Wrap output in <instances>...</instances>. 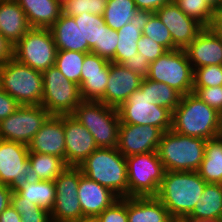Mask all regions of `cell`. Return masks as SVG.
Segmentation results:
<instances>
[{"mask_svg":"<svg viewBox=\"0 0 222 222\" xmlns=\"http://www.w3.org/2000/svg\"><path fill=\"white\" fill-rule=\"evenodd\" d=\"M206 184L197 171H165L156 197L178 222L192 212Z\"/></svg>","mask_w":222,"mask_h":222,"instance_id":"cell-1","label":"cell"},{"mask_svg":"<svg viewBox=\"0 0 222 222\" xmlns=\"http://www.w3.org/2000/svg\"><path fill=\"white\" fill-rule=\"evenodd\" d=\"M220 114L193 92L183 95L172 112V130L176 133L205 140L220 136Z\"/></svg>","mask_w":222,"mask_h":222,"instance_id":"cell-2","label":"cell"},{"mask_svg":"<svg viewBox=\"0 0 222 222\" xmlns=\"http://www.w3.org/2000/svg\"><path fill=\"white\" fill-rule=\"evenodd\" d=\"M78 167L83 175L108 188L118 198L128 197L126 157L117 147H98Z\"/></svg>","mask_w":222,"mask_h":222,"instance_id":"cell-3","label":"cell"},{"mask_svg":"<svg viewBox=\"0 0 222 222\" xmlns=\"http://www.w3.org/2000/svg\"><path fill=\"white\" fill-rule=\"evenodd\" d=\"M206 140L174 132H163L157 148L165 171H198L205 154Z\"/></svg>","mask_w":222,"mask_h":222,"instance_id":"cell-4","label":"cell"},{"mask_svg":"<svg viewBox=\"0 0 222 222\" xmlns=\"http://www.w3.org/2000/svg\"><path fill=\"white\" fill-rule=\"evenodd\" d=\"M0 88L20 105H41L43 97L42 72L12 58L0 64Z\"/></svg>","mask_w":222,"mask_h":222,"instance_id":"cell-5","label":"cell"},{"mask_svg":"<svg viewBox=\"0 0 222 222\" xmlns=\"http://www.w3.org/2000/svg\"><path fill=\"white\" fill-rule=\"evenodd\" d=\"M72 116L88 129L98 147H117L120 126L117 108L101 101H82Z\"/></svg>","mask_w":222,"mask_h":222,"instance_id":"cell-6","label":"cell"},{"mask_svg":"<svg viewBox=\"0 0 222 222\" xmlns=\"http://www.w3.org/2000/svg\"><path fill=\"white\" fill-rule=\"evenodd\" d=\"M128 197H156L165 168L157 151L126 157Z\"/></svg>","mask_w":222,"mask_h":222,"instance_id":"cell-7","label":"cell"},{"mask_svg":"<svg viewBox=\"0 0 222 222\" xmlns=\"http://www.w3.org/2000/svg\"><path fill=\"white\" fill-rule=\"evenodd\" d=\"M28 156L27 145L0 139V184L8 185L13 192H17L27 183L40 181Z\"/></svg>","mask_w":222,"mask_h":222,"instance_id":"cell-8","label":"cell"},{"mask_svg":"<svg viewBox=\"0 0 222 222\" xmlns=\"http://www.w3.org/2000/svg\"><path fill=\"white\" fill-rule=\"evenodd\" d=\"M194 70L184 49L167 51L150 63L148 79L162 82L182 96L193 91Z\"/></svg>","mask_w":222,"mask_h":222,"instance_id":"cell-9","label":"cell"},{"mask_svg":"<svg viewBox=\"0 0 222 222\" xmlns=\"http://www.w3.org/2000/svg\"><path fill=\"white\" fill-rule=\"evenodd\" d=\"M43 97L41 105L51 115H72L83 101L80 86L69 81L55 66L42 72Z\"/></svg>","mask_w":222,"mask_h":222,"instance_id":"cell-10","label":"cell"},{"mask_svg":"<svg viewBox=\"0 0 222 222\" xmlns=\"http://www.w3.org/2000/svg\"><path fill=\"white\" fill-rule=\"evenodd\" d=\"M56 54L50 28H31L13 48V58L40 72L55 66Z\"/></svg>","mask_w":222,"mask_h":222,"instance_id":"cell-11","label":"cell"},{"mask_svg":"<svg viewBox=\"0 0 222 222\" xmlns=\"http://www.w3.org/2000/svg\"><path fill=\"white\" fill-rule=\"evenodd\" d=\"M117 110L120 123L148 124L160 128L163 132L172 128V112L166 107L154 104L147 96V90H135Z\"/></svg>","mask_w":222,"mask_h":222,"instance_id":"cell-12","label":"cell"},{"mask_svg":"<svg viewBox=\"0 0 222 222\" xmlns=\"http://www.w3.org/2000/svg\"><path fill=\"white\" fill-rule=\"evenodd\" d=\"M79 167L67 166L54 180L55 202L50 211L52 222H80L84 216L78 199Z\"/></svg>","mask_w":222,"mask_h":222,"instance_id":"cell-13","label":"cell"},{"mask_svg":"<svg viewBox=\"0 0 222 222\" xmlns=\"http://www.w3.org/2000/svg\"><path fill=\"white\" fill-rule=\"evenodd\" d=\"M51 114L42 105H20L0 121V139L29 145Z\"/></svg>","mask_w":222,"mask_h":222,"instance_id":"cell-14","label":"cell"},{"mask_svg":"<svg viewBox=\"0 0 222 222\" xmlns=\"http://www.w3.org/2000/svg\"><path fill=\"white\" fill-rule=\"evenodd\" d=\"M162 134L152 125L120 123L117 149L124 157L157 151Z\"/></svg>","mask_w":222,"mask_h":222,"instance_id":"cell-15","label":"cell"},{"mask_svg":"<svg viewBox=\"0 0 222 222\" xmlns=\"http://www.w3.org/2000/svg\"><path fill=\"white\" fill-rule=\"evenodd\" d=\"M65 163L78 167L98 148L93 135L74 116L64 115Z\"/></svg>","mask_w":222,"mask_h":222,"instance_id":"cell-16","label":"cell"},{"mask_svg":"<svg viewBox=\"0 0 222 222\" xmlns=\"http://www.w3.org/2000/svg\"><path fill=\"white\" fill-rule=\"evenodd\" d=\"M154 13L168 28L172 42L178 49H185L204 28L195 19L185 15L174 2L164 5Z\"/></svg>","mask_w":222,"mask_h":222,"instance_id":"cell-17","label":"cell"},{"mask_svg":"<svg viewBox=\"0 0 222 222\" xmlns=\"http://www.w3.org/2000/svg\"><path fill=\"white\" fill-rule=\"evenodd\" d=\"M184 51L193 70L207 65H222V37L214 27H204Z\"/></svg>","mask_w":222,"mask_h":222,"instance_id":"cell-18","label":"cell"},{"mask_svg":"<svg viewBox=\"0 0 222 222\" xmlns=\"http://www.w3.org/2000/svg\"><path fill=\"white\" fill-rule=\"evenodd\" d=\"M143 78L122 64L110 62V71L102 103L118 108L140 88Z\"/></svg>","mask_w":222,"mask_h":222,"instance_id":"cell-19","label":"cell"},{"mask_svg":"<svg viewBox=\"0 0 222 222\" xmlns=\"http://www.w3.org/2000/svg\"><path fill=\"white\" fill-rule=\"evenodd\" d=\"M29 152L55 155L65 161L64 115H51L28 145Z\"/></svg>","mask_w":222,"mask_h":222,"instance_id":"cell-20","label":"cell"},{"mask_svg":"<svg viewBox=\"0 0 222 222\" xmlns=\"http://www.w3.org/2000/svg\"><path fill=\"white\" fill-rule=\"evenodd\" d=\"M77 194L84 218H96L118 199L108 188L90 180L85 175L79 179Z\"/></svg>","mask_w":222,"mask_h":222,"instance_id":"cell-21","label":"cell"},{"mask_svg":"<svg viewBox=\"0 0 222 222\" xmlns=\"http://www.w3.org/2000/svg\"><path fill=\"white\" fill-rule=\"evenodd\" d=\"M153 14L154 12L149 10H137L131 21L117 31L119 38L112 62L121 64L138 54L137 41L141 38L143 28Z\"/></svg>","mask_w":222,"mask_h":222,"instance_id":"cell-22","label":"cell"},{"mask_svg":"<svg viewBox=\"0 0 222 222\" xmlns=\"http://www.w3.org/2000/svg\"><path fill=\"white\" fill-rule=\"evenodd\" d=\"M31 29L16 0L0 1V34L13 46Z\"/></svg>","mask_w":222,"mask_h":222,"instance_id":"cell-23","label":"cell"},{"mask_svg":"<svg viewBox=\"0 0 222 222\" xmlns=\"http://www.w3.org/2000/svg\"><path fill=\"white\" fill-rule=\"evenodd\" d=\"M128 222H176L157 197H127Z\"/></svg>","mask_w":222,"mask_h":222,"instance_id":"cell-24","label":"cell"},{"mask_svg":"<svg viewBox=\"0 0 222 222\" xmlns=\"http://www.w3.org/2000/svg\"><path fill=\"white\" fill-rule=\"evenodd\" d=\"M16 1L26 14L31 28H50L62 14V6L56 0Z\"/></svg>","mask_w":222,"mask_h":222,"instance_id":"cell-25","label":"cell"},{"mask_svg":"<svg viewBox=\"0 0 222 222\" xmlns=\"http://www.w3.org/2000/svg\"><path fill=\"white\" fill-rule=\"evenodd\" d=\"M187 217L202 221H222V184L207 183L201 198Z\"/></svg>","mask_w":222,"mask_h":222,"instance_id":"cell-26","label":"cell"},{"mask_svg":"<svg viewBox=\"0 0 222 222\" xmlns=\"http://www.w3.org/2000/svg\"><path fill=\"white\" fill-rule=\"evenodd\" d=\"M50 30L53 34L57 51L83 52V34L74 17L62 13L59 19L50 27Z\"/></svg>","mask_w":222,"mask_h":222,"instance_id":"cell-27","label":"cell"},{"mask_svg":"<svg viewBox=\"0 0 222 222\" xmlns=\"http://www.w3.org/2000/svg\"><path fill=\"white\" fill-rule=\"evenodd\" d=\"M207 183L222 184V137L206 140L205 154L197 171Z\"/></svg>","mask_w":222,"mask_h":222,"instance_id":"cell-28","label":"cell"},{"mask_svg":"<svg viewBox=\"0 0 222 222\" xmlns=\"http://www.w3.org/2000/svg\"><path fill=\"white\" fill-rule=\"evenodd\" d=\"M137 10L134 0H108L103 15L105 24L118 31L131 21Z\"/></svg>","mask_w":222,"mask_h":222,"instance_id":"cell-29","label":"cell"},{"mask_svg":"<svg viewBox=\"0 0 222 222\" xmlns=\"http://www.w3.org/2000/svg\"><path fill=\"white\" fill-rule=\"evenodd\" d=\"M141 90H147V96L154 104L166 107L171 112L179 105L182 95L162 82H155L148 78H143Z\"/></svg>","mask_w":222,"mask_h":222,"instance_id":"cell-30","label":"cell"},{"mask_svg":"<svg viewBox=\"0 0 222 222\" xmlns=\"http://www.w3.org/2000/svg\"><path fill=\"white\" fill-rule=\"evenodd\" d=\"M83 34V53H90L95 46H100L101 25L105 23L103 16L83 13L74 17Z\"/></svg>","mask_w":222,"mask_h":222,"instance_id":"cell-31","label":"cell"},{"mask_svg":"<svg viewBox=\"0 0 222 222\" xmlns=\"http://www.w3.org/2000/svg\"><path fill=\"white\" fill-rule=\"evenodd\" d=\"M17 193L34 204L51 211L55 202L54 181L40 180L36 183H27Z\"/></svg>","mask_w":222,"mask_h":222,"instance_id":"cell-32","label":"cell"},{"mask_svg":"<svg viewBox=\"0 0 222 222\" xmlns=\"http://www.w3.org/2000/svg\"><path fill=\"white\" fill-rule=\"evenodd\" d=\"M28 161L41 180L54 181L67 167L65 161L55 155L29 152Z\"/></svg>","mask_w":222,"mask_h":222,"instance_id":"cell-33","label":"cell"},{"mask_svg":"<svg viewBox=\"0 0 222 222\" xmlns=\"http://www.w3.org/2000/svg\"><path fill=\"white\" fill-rule=\"evenodd\" d=\"M87 53L71 50H59L56 54L55 67L71 82L81 85V71Z\"/></svg>","mask_w":222,"mask_h":222,"instance_id":"cell-34","label":"cell"},{"mask_svg":"<svg viewBox=\"0 0 222 222\" xmlns=\"http://www.w3.org/2000/svg\"><path fill=\"white\" fill-rule=\"evenodd\" d=\"M179 9L203 27H213L218 14L205 0H174Z\"/></svg>","mask_w":222,"mask_h":222,"instance_id":"cell-35","label":"cell"},{"mask_svg":"<svg viewBox=\"0 0 222 222\" xmlns=\"http://www.w3.org/2000/svg\"><path fill=\"white\" fill-rule=\"evenodd\" d=\"M11 205L20 214L21 222H52L49 210L28 201L17 192L12 193Z\"/></svg>","mask_w":222,"mask_h":222,"instance_id":"cell-36","label":"cell"},{"mask_svg":"<svg viewBox=\"0 0 222 222\" xmlns=\"http://www.w3.org/2000/svg\"><path fill=\"white\" fill-rule=\"evenodd\" d=\"M110 71V64L103 70V74L85 75V81L80 85L83 101H100L105 95Z\"/></svg>","mask_w":222,"mask_h":222,"instance_id":"cell-37","label":"cell"},{"mask_svg":"<svg viewBox=\"0 0 222 222\" xmlns=\"http://www.w3.org/2000/svg\"><path fill=\"white\" fill-rule=\"evenodd\" d=\"M142 35L159 43L167 51L178 49L172 42V37L168 28L161 22L155 13L150 17L146 26L143 28Z\"/></svg>","mask_w":222,"mask_h":222,"instance_id":"cell-38","label":"cell"},{"mask_svg":"<svg viewBox=\"0 0 222 222\" xmlns=\"http://www.w3.org/2000/svg\"><path fill=\"white\" fill-rule=\"evenodd\" d=\"M107 3L108 0H71L62 6V13L72 17L83 13L103 16Z\"/></svg>","mask_w":222,"mask_h":222,"instance_id":"cell-39","label":"cell"},{"mask_svg":"<svg viewBox=\"0 0 222 222\" xmlns=\"http://www.w3.org/2000/svg\"><path fill=\"white\" fill-rule=\"evenodd\" d=\"M222 86V65L194 69L193 88Z\"/></svg>","mask_w":222,"mask_h":222,"instance_id":"cell-40","label":"cell"},{"mask_svg":"<svg viewBox=\"0 0 222 222\" xmlns=\"http://www.w3.org/2000/svg\"><path fill=\"white\" fill-rule=\"evenodd\" d=\"M118 32L110 29L105 23L101 25L100 46H95L91 51L101 58L112 62L115 58L116 48L118 44Z\"/></svg>","mask_w":222,"mask_h":222,"instance_id":"cell-41","label":"cell"},{"mask_svg":"<svg viewBox=\"0 0 222 222\" xmlns=\"http://www.w3.org/2000/svg\"><path fill=\"white\" fill-rule=\"evenodd\" d=\"M99 222H128L127 197L118 198L97 217Z\"/></svg>","mask_w":222,"mask_h":222,"instance_id":"cell-42","label":"cell"},{"mask_svg":"<svg viewBox=\"0 0 222 222\" xmlns=\"http://www.w3.org/2000/svg\"><path fill=\"white\" fill-rule=\"evenodd\" d=\"M197 97L222 114V86L193 88Z\"/></svg>","mask_w":222,"mask_h":222,"instance_id":"cell-43","label":"cell"},{"mask_svg":"<svg viewBox=\"0 0 222 222\" xmlns=\"http://www.w3.org/2000/svg\"><path fill=\"white\" fill-rule=\"evenodd\" d=\"M109 64L108 60L101 58L97 54L87 53L81 71V84L85 81V75L103 74V70Z\"/></svg>","mask_w":222,"mask_h":222,"instance_id":"cell-44","label":"cell"},{"mask_svg":"<svg viewBox=\"0 0 222 222\" xmlns=\"http://www.w3.org/2000/svg\"><path fill=\"white\" fill-rule=\"evenodd\" d=\"M137 46L138 54L143 55L149 63L154 62L158 57L167 52L163 46L145 35H142L137 41Z\"/></svg>","mask_w":222,"mask_h":222,"instance_id":"cell-45","label":"cell"},{"mask_svg":"<svg viewBox=\"0 0 222 222\" xmlns=\"http://www.w3.org/2000/svg\"><path fill=\"white\" fill-rule=\"evenodd\" d=\"M121 64L127 69L134 71L142 78H147L149 75L150 63L141 54H137L136 56L123 61Z\"/></svg>","mask_w":222,"mask_h":222,"instance_id":"cell-46","label":"cell"},{"mask_svg":"<svg viewBox=\"0 0 222 222\" xmlns=\"http://www.w3.org/2000/svg\"><path fill=\"white\" fill-rule=\"evenodd\" d=\"M20 104L0 88V121L14 113Z\"/></svg>","mask_w":222,"mask_h":222,"instance_id":"cell-47","label":"cell"},{"mask_svg":"<svg viewBox=\"0 0 222 222\" xmlns=\"http://www.w3.org/2000/svg\"><path fill=\"white\" fill-rule=\"evenodd\" d=\"M174 0H134L138 10H149L155 12L164 5L170 4Z\"/></svg>","mask_w":222,"mask_h":222,"instance_id":"cell-48","label":"cell"},{"mask_svg":"<svg viewBox=\"0 0 222 222\" xmlns=\"http://www.w3.org/2000/svg\"><path fill=\"white\" fill-rule=\"evenodd\" d=\"M14 46L0 34V64L13 58Z\"/></svg>","mask_w":222,"mask_h":222,"instance_id":"cell-49","label":"cell"},{"mask_svg":"<svg viewBox=\"0 0 222 222\" xmlns=\"http://www.w3.org/2000/svg\"><path fill=\"white\" fill-rule=\"evenodd\" d=\"M13 191L8 185L0 184V215L11 205V196Z\"/></svg>","mask_w":222,"mask_h":222,"instance_id":"cell-50","label":"cell"},{"mask_svg":"<svg viewBox=\"0 0 222 222\" xmlns=\"http://www.w3.org/2000/svg\"><path fill=\"white\" fill-rule=\"evenodd\" d=\"M0 222H21L20 214L10 205L1 213Z\"/></svg>","mask_w":222,"mask_h":222,"instance_id":"cell-51","label":"cell"},{"mask_svg":"<svg viewBox=\"0 0 222 222\" xmlns=\"http://www.w3.org/2000/svg\"><path fill=\"white\" fill-rule=\"evenodd\" d=\"M205 2L218 14L222 10V0H205Z\"/></svg>","mask_w":222,"mask_h":222,"instance_id":"cell-52","label":"cell"},{"mask_svg":"<svg viewBox=\"0 0 222 222\" xmlns=\"http://www.w3.org/2000/svg\"><path fill=\"white\" fill-rule=\"evenodd\" d=\"M213 27L217 30V32L222 37V19H216Z\"/></svg>","mask_w":222,"mask_h":222,"instance_id":"cell-53","label":"cell"},{"mask_svg":"<svg viewBox=\"0 0 222 222\" xmlns=\"http://www.w3.org/2000/svg\"><path fill=\"white\" fill-rule=\"evenodd\" d=\"M178 222H222V221H202V220H195L189 217H183Z\"/></svg>","mask_w":222,"mask_h":222,"instance_id":"cell-54","label":"cell"},{"mask_svg":"<svg viewBox=\"0 0 222 222\" xmlns=\"http://www.w3.org/2000/svg\"><path fill=\"white\" fill-rule=\"evenodd\" d=\"M80 222H99L97 218H83Z\"/></svg>","mask_w":222,"mask_h":222,"instance_id":"cell-55","label":"cell"},{"mask_svg":"<svg viewBox=\"0 0 222 222\" xmlns=\"http://www.w3.org/2000/svg\"><path fill=\"white\" fill-rule=\"evenodd\" d=\"M61 6H63L66 2L71 0H56Z\"/></svg>","mask_w":222,"mask_h":222,"instance_id":"cell-56","label":"cell"},{"mask_svg":"<svg viewBox=\"0 0 222 222\" xmlns=\"http://www.w3.org/2000/svg\"><path fill=\"white\" fill-rule=\"evenodd\" d=\"M216 19H222V10L218 13V16Z\"/></svg>","mask_w":222,"mask_h":222,"instance_id":"cell-57","label":"cell"},{"mask_svg":"<svg viewBox=\"0 0 222 222\" xmlns=\"http://www.w3.org/2000/svg\"><path fill=\"white\" fill-rule=\"evenodd\" d=\"M220 136L222 137V119H221V132H220Z\"/></svg>","mask_w":222,"mask_h":222,"instance_id":"cell-58","label":"cell"}]
</instances>
